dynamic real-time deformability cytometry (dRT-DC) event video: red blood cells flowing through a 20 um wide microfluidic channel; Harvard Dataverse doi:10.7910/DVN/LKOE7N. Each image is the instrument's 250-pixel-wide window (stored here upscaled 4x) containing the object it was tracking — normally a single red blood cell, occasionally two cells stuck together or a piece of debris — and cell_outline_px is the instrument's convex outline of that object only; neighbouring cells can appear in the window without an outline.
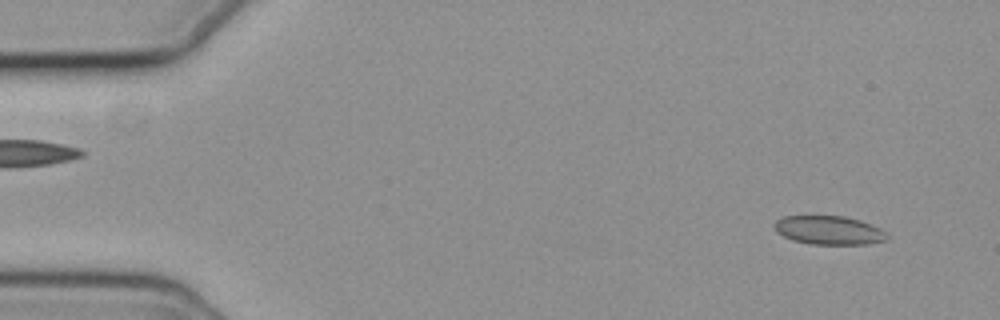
{"species": "common noctule bat (a hibernating species)", "species_latin": "Nyctalus noctula", "temperature_condition": "cold", "stored_images_in_passage": 53, "camera_frame_rate_fps": 3000, "um_per_image_px": 0.085, "animal": {"sex": "female", "body_mass_g": 19.3, "forearm_length_mm": 54.1}, "frame": {"image": 1, "passage_image": 1, "time_ms": 0.0, "image_size_px": [1000, 320], "cell_outline_px": [[888, 240], [868, 244], [808, 244], [792, 240], [776, 232], [776, 220], [784, 216], [844, 216], [860, 220], [880, 228], [888, 236]], "centroid_in_image_um": [70.48, 19.57], "position_along_channel_um": 14.5, "area_um2": 18.79}}
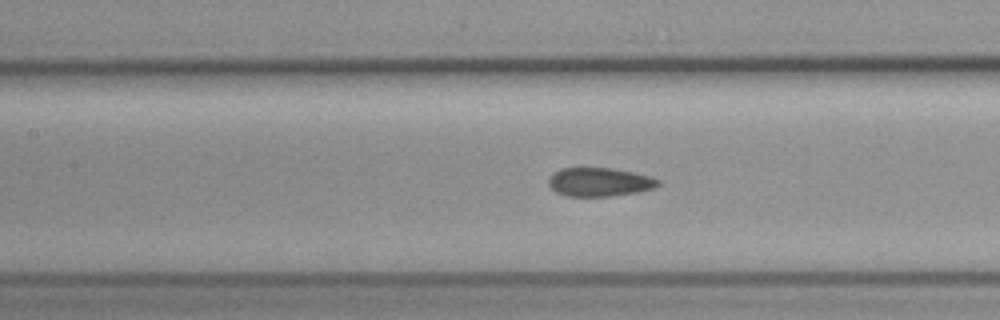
{"frame": {"image": 2, "passage_image": 22, "time_ms": 7.0, "image_size_px": [1000, 320], "cell_outline_px": [[660, 184], [656, 188], [640, 192], [608, 196], [568, 196], [556, 192], [548, 184], [548, 176], [560, 168], [612, 168], [652, 176], [660, 180]], "centroid_in_image_um": [50.98, 15.47], "position_along_channel_um": 156.4, "area_um2": 18.5}}
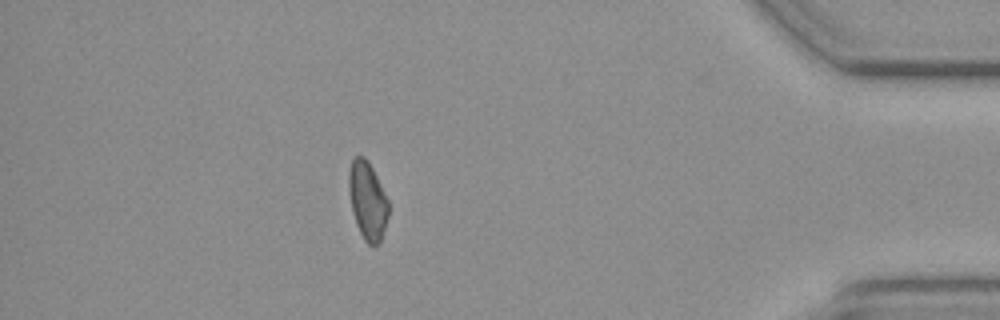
{"frame": {"image": 3, "passage_image": 46, "time_ms": 15.0, "image_size_px": [1000, 320], "cell_outline_px": [[388, 216], [380, 240], [372, 248], [364, 240], [356, 224], [352, 212], [348, 188], [348, 176], [352, 160], [356, 156], [364, 156], [368, 160], [388, 200]], "centroid_in_image_um": [31.22, 17.05], "position_along_channel_um": 404.0, "area_um2": 17.86}, "authors_computed_cell_mechanics": {"area_um2": 18.5538, "velocity_mm_per_s": 3.7225, "shape_relaxation_time_tau1_ms": null, "shape_relaxation_time_tau2_ms": 4.4856, "deformation_change_tau1": null, "deformation_change_tau2": 0.0872}}